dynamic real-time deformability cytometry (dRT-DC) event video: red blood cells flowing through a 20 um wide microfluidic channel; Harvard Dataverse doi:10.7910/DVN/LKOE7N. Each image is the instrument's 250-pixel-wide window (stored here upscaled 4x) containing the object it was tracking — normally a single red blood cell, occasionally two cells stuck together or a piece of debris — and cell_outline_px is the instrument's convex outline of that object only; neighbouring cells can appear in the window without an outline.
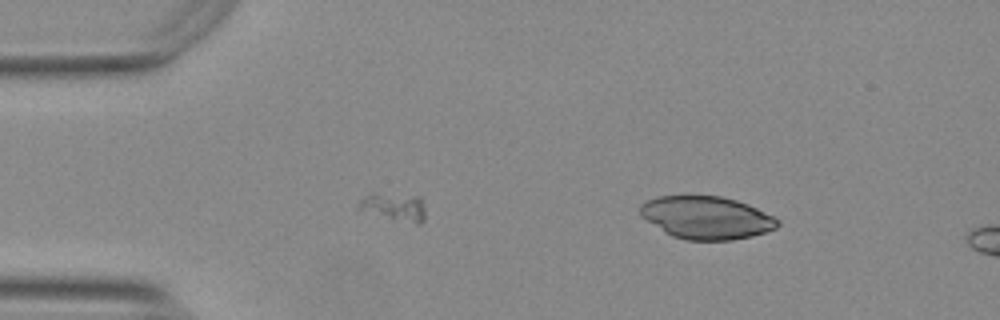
{"species": "Egyptian fruit bat (a non-hibernating species)", "species_latin": "Rousettus aegyptiacus", "temperature_condition": "warm", "stored_images_in_passage": 16, "segment_of_instrument_passage": [2, 2], "camera_frame_rate_fps": 3000, "um_per_image_px": 0.085, "animal": {"sex": "female"}, "frame": {"image": 1, "passage_image": 16, "time_ms": 5.0, "image_size_px": [1000, 320], "cell_outline_px": [[780, 224], [776, 228], [752, 236], [732, 240], [684, 240], [672, 236], [664, 232], [640, 216], [640, 204], [656, 196], [688, 192], [720, 196], [736, 200], [748, 204], [780, 220]], "centroid_in_image_um": [59.99, 18.45], "position_along_channel_um": 25.0, "area_um2": 35.14}}